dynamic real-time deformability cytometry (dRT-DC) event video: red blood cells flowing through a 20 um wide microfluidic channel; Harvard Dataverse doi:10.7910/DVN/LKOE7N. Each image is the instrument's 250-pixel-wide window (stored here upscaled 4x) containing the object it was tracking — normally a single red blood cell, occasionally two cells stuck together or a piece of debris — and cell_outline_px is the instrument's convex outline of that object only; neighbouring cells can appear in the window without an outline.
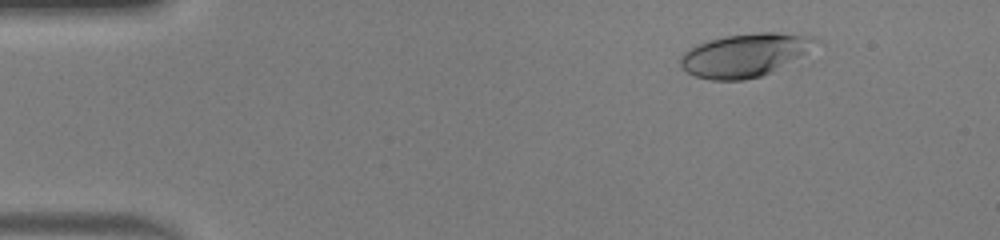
{"species": "human", "species_latin": "Homo sapiens", "temperature_condition": "warm", "stored_images_in_passage": 49, "camera_frame_rate_fps": 3000, "um_per_image_px": 0.085, "donor": {"sex": "male"}, "frame": {"image": 1, "passage_image": 7, "time_ms": 2.0, "image_size_px": [1000, 240], "cell_outline_px": [[824, 44], [772, 72], [760, 76], [744, 80], [712, 80], [696, 76], [688, 72], [680, 64], [680, 56], [684, 52], [708, 40], [724, 36], [756, 32], [776, 32], [816, 36], [824, 40]], "centroid_in_image_um": [63.46, 4.66], "position_along_channel_um": 21.5, "area_um2": 34.51}}
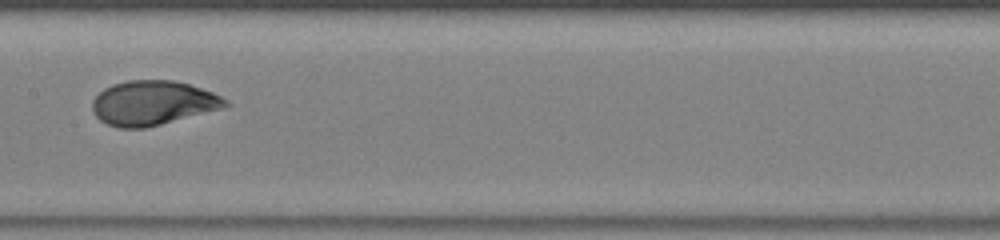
{"frame": {"image": 2, "passage_image": 26, "time_ms": 8.333, "image_size_px": [1000, 240], "cell_outline_px": [[232, 104], [224, 108], [144, 128], [120, 128], [108, 124], [100, 120], [92, 112], [92, 100], [104, 88], [112, 84], [128, 80], [172, 80], [188, 84], [212, 92], [228, 100]], "centroid_in_image_um": [12.99, 8.75], "position_along_channel_um": 194.4, "area_um2": 34.39}}
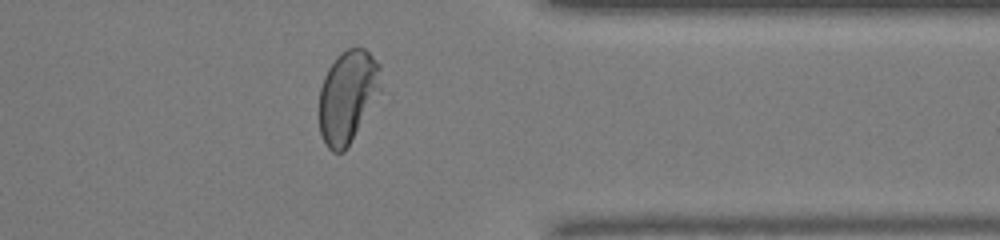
{"frame": {"image": 3, "passage_image": 40, "time_ms": 13.0, "image_size_px": [1000, 240], "cell_outline_px": [[380, 88], [352, 140], [344, 152], [332, 152], [328, 148], [320, 132], [320, 88], [324, 76], [328, 68], [336, 56], [340, 52], [348, 48], [364, 48], [380, 64]], "centroid_in_image_um": [29.52, 8.17], "position_along_channel_um": 381.9, "area_um2": 32.6}, "authors_computed_cell_mechanics": {"area_um2": 33.9286, "velocity_mm_per_s": 4.2168, "shape_relaxation_time_tau1_ms": 4.9812, "shape_relaxation_time_tau2_ms": null, "deformation_change_tau1": 0.2413, "deformation_change_tau2": null}}